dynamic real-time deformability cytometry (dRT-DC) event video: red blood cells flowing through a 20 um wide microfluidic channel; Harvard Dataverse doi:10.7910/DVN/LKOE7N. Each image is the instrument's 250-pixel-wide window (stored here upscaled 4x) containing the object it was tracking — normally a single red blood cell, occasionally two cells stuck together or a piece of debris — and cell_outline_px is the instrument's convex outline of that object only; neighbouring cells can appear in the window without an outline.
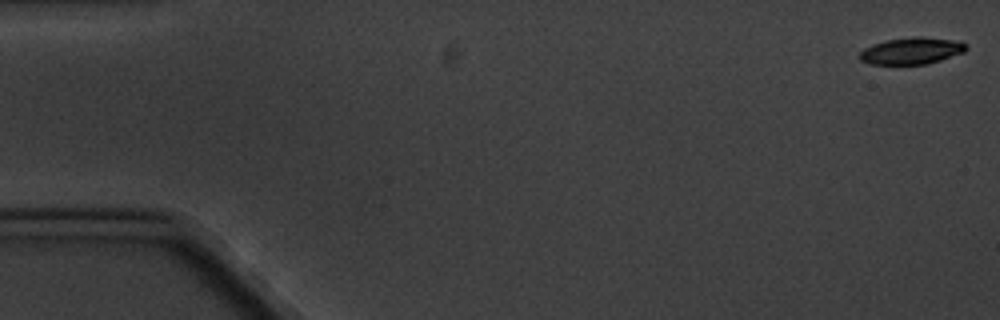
{"species": "common noctule bat (a hibernating species)", "species_latin": "Nyctalus noctula", "temperature_condition": "cold", "stored_images_in_passage": 10, "camera_frame_rate_fps": 3000, "um_per_image_px": 0.085, "animal": {"sex": "male", "body_mass_g": 20.1, "forearm_length_mm": 53.5}, "frame": {"image": 1, "passage_image": 1, "time_ms": 0.0, "image_size_px": [1000, 320], "cell_outline_px": [[968, 48], [964, 52], [928, 64], [868, 64], [860, 60], [860, 52], [864, 48], [872, 44], [888, 40], [912, 36], [916, 36], [960, 40], [968, 44]], "centroid_in_image_um": [77.52, 4.31], "position_along_channel_um": 7.5, "area_um2": 16.76}}
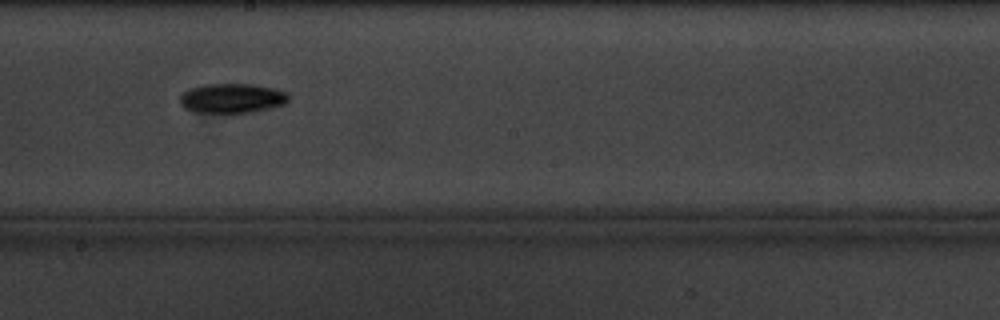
{"frame": {"image": 2, "passage_image": 10, "time_ms": 10.667, "image_size_px": [1000, 320], "cell_outline_px": [[288, 100], [284, 104], [272, 108], [252, 112], [196, 112], [184, 108], [180, 104], [180, 96], [184, 92], [192, 88], [204, 84], [252, 84], [276, 88], [288, 92]], "centroid_in_image_um": [19.76, 8.34], "position_along_channel_um": 228.4, "area_um2": 18.73}}